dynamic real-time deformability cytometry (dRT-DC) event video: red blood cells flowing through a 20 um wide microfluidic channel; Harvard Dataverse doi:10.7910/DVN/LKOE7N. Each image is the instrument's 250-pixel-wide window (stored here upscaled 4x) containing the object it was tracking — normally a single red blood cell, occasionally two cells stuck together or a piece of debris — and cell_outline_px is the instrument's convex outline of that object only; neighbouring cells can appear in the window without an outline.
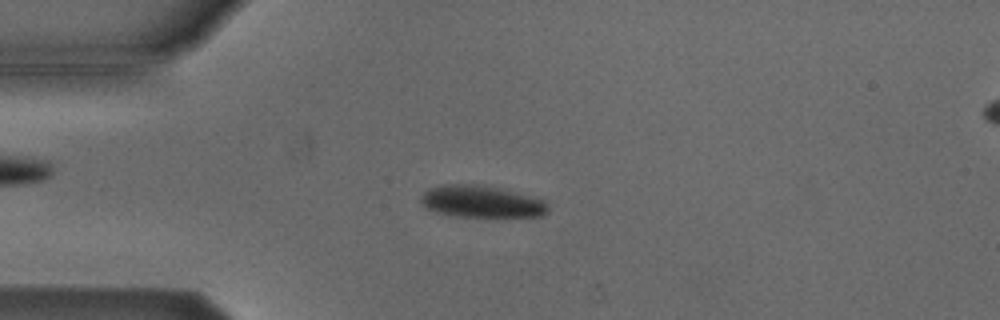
{"species": "Egyptian fruit bat (a non-hibernating species)", "species_latin": "Rousettus aegyptiacus", "temperature_condition": "cold", "stored_images_in_passage": 53, "camera_frame_rate_fps": 3000, "um_per_image_px": 0.085, "animal": {"sex": "male"}, "frame": {"image": 1, "passage_image": 13, "time_ms": 4.0, "image_size_px": [1000, 320], "cell_outline_px": [[548, 212], [544, 216], [496, 220], [452, 216], [436, 212], [424, 208], [420, 204], [420, 196], [424, 192], [432, 188], [444, 184], [468, 184], [496, 188], [532, 196], [544, 200], [548, 204]], "centroid_in_image_um": [40.96, 17.22], "position_along_channel_um": 44.0, "area_um2": 24.8}}
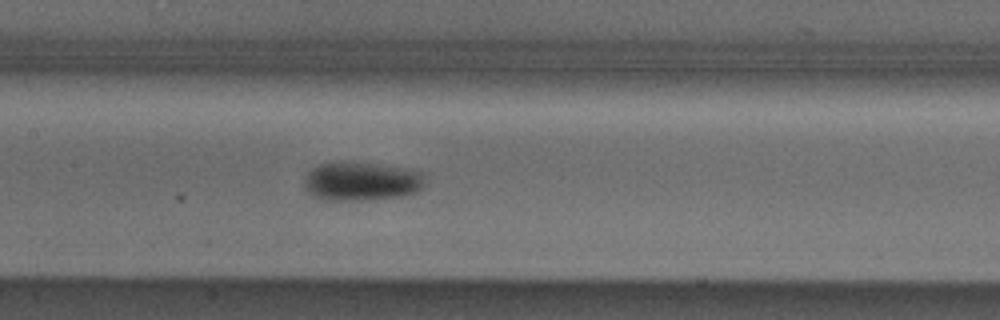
{"frame": {"image": 2, "passage_image": 25, "time_ms": 8.0, "image_size_px": [1000, 320], "cell_outline_px": [[424, 184], [416, 192], [404, 196], [368, 200], [324, 200], [312, 196], [304, 188], [304, 176], [316, 164], [332, 160], [352, 160], [404, 168], [420, 172], [424, 176]], "centroid_in_image_um": [30.64, 15.38], "position_along_channel_um": 176.8, "area_um2": 28.15}}
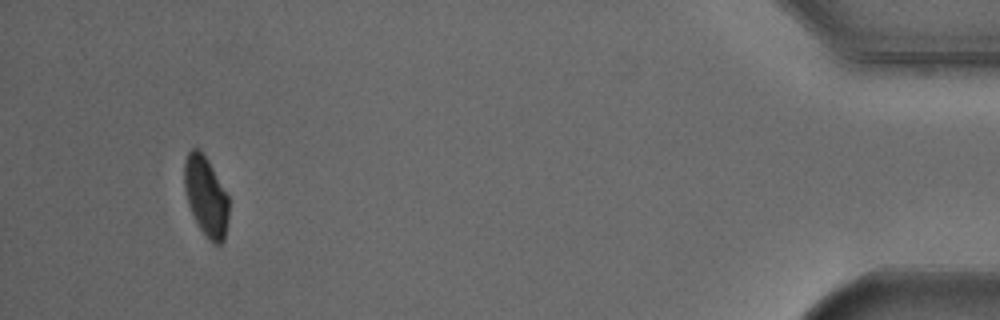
{"frame": {"image": 3, "passage_image": 50, "time_ms": 16.333, "image_size_px": [1000, 320], "cell_outline_px": [[228, 220], [224, 240], [220, 244], [212, 244], [208, 240], [200, 228], [188, 204], [184, 188], [184, 160], [188, 152], [192, 148], [200, 148], [208, 160], [228, 196]], "centroid_in_image_um": [17.5, 16.68], "position_along_channel_um": 417.7, "area_um2": 20.63}, "authors_computed_cell_mechanics": {"area_um2": 24.2182, "velocity_mm_per_s": 3.8093, "shape_relaxation_time_tau1_ms": 4.3879, "shape_relaxation_time_tau2_ms": null, "deformation_change_tau1": 0.1143, "deformation_change_tau2": null}}